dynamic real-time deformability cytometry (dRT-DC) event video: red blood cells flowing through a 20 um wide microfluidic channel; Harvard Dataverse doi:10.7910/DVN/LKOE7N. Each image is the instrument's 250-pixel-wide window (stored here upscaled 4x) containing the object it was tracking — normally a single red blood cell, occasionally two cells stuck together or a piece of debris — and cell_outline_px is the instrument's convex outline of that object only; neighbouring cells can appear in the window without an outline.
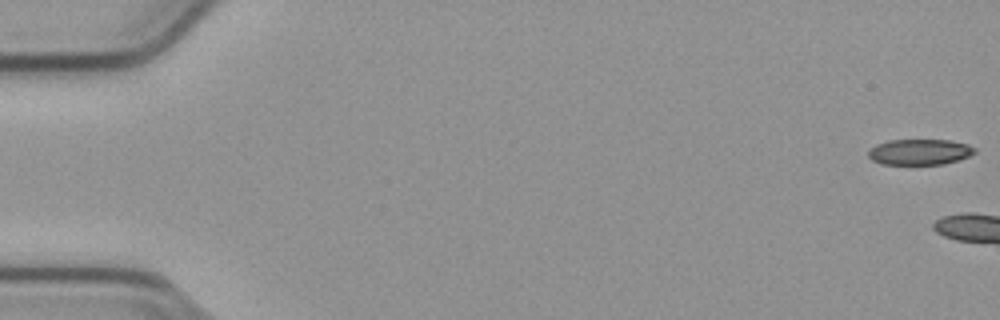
{"species": "common noctule bat (a hibernating species)", "species_latin": "Nyctalus noctula", "temperature_condition": "cold", "stored_images_in_passage": 4, "camera_frame_rate_fps": 3000, "um_per_image_px": 0.085, "animal": {"sex": "male", "body_mass_g": 23.1, "forearm_length_mm": 52.7}, "frame": {"image": 1, "passage_image": 1, "time_ms": 0.0, "image_size_px": [1000, 320], "cell_outline_px": [[976, 152], [968, 156], [944, 164], [880, 164], [872, 160], [868, 156], [868, 152], [876, 144], [888, 140], [948, 140], [968, 144], [976, 148]], "centroid_in_image_um": [78.16, 12.91], "position_along_channel_um": 6.8, "area_um2": 15.9}}